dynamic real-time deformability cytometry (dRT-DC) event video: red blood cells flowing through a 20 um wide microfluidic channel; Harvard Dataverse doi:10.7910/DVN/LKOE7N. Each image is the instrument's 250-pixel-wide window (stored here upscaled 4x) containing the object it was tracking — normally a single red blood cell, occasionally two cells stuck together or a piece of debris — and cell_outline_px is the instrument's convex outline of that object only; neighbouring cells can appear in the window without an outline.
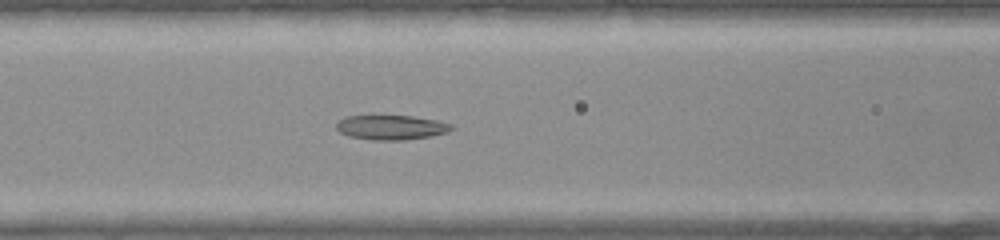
{"species": "common noctule bat (a hibernating species)", "species_latin": "Nyctalus noctula", "temperature_condition": "warm", "stored_images_in_passage": 31, "camera_frame_rate_fps": 3000, "um_per_image_px": 0.085, "animal": {"sex": "female", "body_mass_g": 22.0, "forearm_length_mm": 56.7}, "frame": {"image": 1, "passage_image": 8, "time_ms": 2.333, "image_size_px": [1000, 240], "cell_outline_px": [[456, 128], [448, 132], [432, 136], [404, 140], [372, 140], [348, 136], [340, 132], [336, 128], [336, 120], [344, 116], [412, 116], [436, 120], [452, 124]], "centroid_in_image_um": [33.25, 10.83], "position_along_channel_um": 133.4, "area_um2": 16.7}}
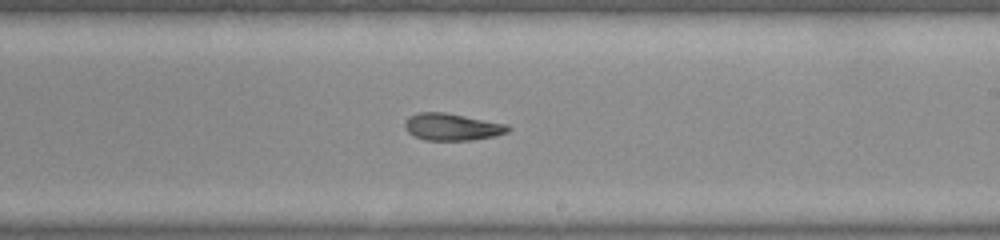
{"frame": {"image": 2, "passage_image": 15, "time_ms": 4.667, "image_size_px": [1000, 240], "cell_outline_px": [[512, 128], [508, 132], [496, 136], [472, 140], [424, 140], [408, 132], [404, 128], [404, 120], [408, 116], [416, 112], [444, 112], [508, 124]], "centroid_in_image_um": [38.42, 10.78], "position_along_channel_um": 250.6, "area_um2": 16.47}}
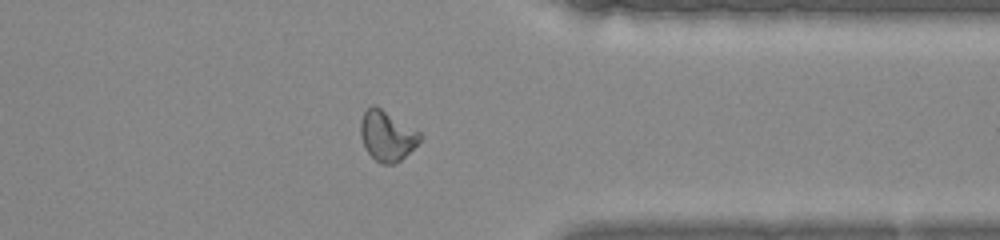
{"frame": {"image": 3, "passage_image": 23, "time_ms": 7.333, "image_size_px": [1000, 240], "cell_outline_px": [[424, 136], [400, 160], [392, 164], [384, 164], [376, 160], [364, 148], [360, 136], [360, 120], [364, 112], [372, 104], [380, 108], [420, 132]], "centroid_in_image_um": [32.86, 11.54], "position_along_channel_um": 378.5, "area_um2": 17.05}}